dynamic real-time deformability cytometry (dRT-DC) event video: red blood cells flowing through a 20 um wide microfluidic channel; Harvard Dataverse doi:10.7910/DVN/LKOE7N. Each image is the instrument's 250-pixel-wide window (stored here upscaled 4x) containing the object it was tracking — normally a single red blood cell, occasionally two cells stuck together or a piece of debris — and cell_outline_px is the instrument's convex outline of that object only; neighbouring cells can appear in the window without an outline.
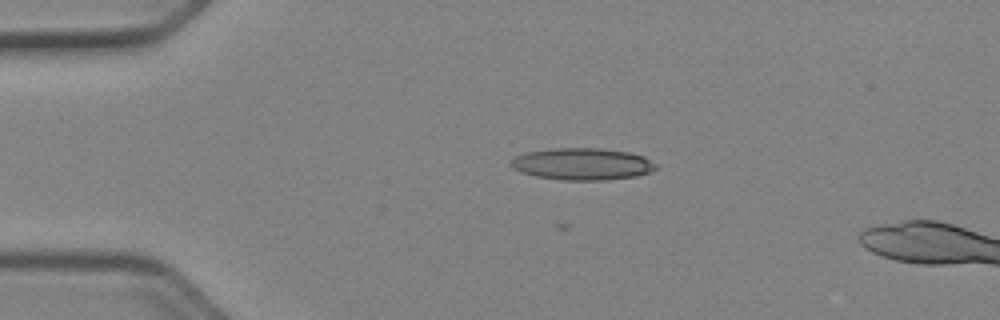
{"species": "Egyptian fruit bat (a non-hibernating species)", "species_latin": "Rousettus aegyptiacus", "temperature_condition": "cold", "stored_images_in_passage": 7, "camera_frame_rate_fps": 3000, "um_per_image_px": 0.085, "animal": {"sex": "female"}, "frame": {"image": 1, "passage_image": 2, "time_ms": 0.333, "image_size_px": [1000, 320], "cell_outline_px": [[656, 168], [652, 172], [636, 176], [604, 180], [564, 180], [536, 176], [520, 172], [512, 168], [512, 160], [516, 156], [524, 152], [556, 148], [596, 148], [628, 152], [644, 156], [656, 164]], "centroid_in_image_um": [49.5, 13.94], "position_along_channel_um": 35.5, "area_um2": 26.88}}